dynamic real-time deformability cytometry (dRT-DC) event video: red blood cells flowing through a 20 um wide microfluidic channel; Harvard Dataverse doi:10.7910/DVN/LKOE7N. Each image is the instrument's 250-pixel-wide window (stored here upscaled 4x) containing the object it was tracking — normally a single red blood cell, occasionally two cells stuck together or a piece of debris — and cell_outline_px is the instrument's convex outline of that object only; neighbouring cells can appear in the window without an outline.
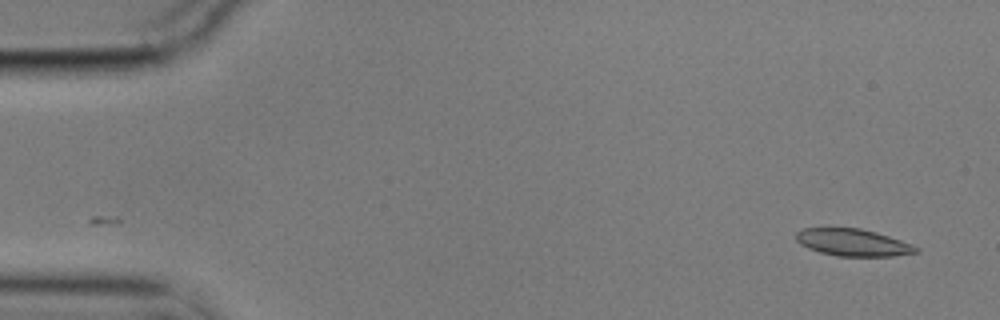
{"species": "common noctule bat (a hibernating species)", "species_latin": "Nyctalus noctula", "temperature_condition": "cold", "stored_images_in_passage": 54, "camera_frame_rate_fps": 3000, "um_per_image_px": 0.085, "animal": {"sex": "male", "body_mass_g": 17.9}, "frame": {"image": 1, "passage_image": 1, "time_ms": 0.0, "image_size_px": [1000, 320], "cell_outline_px": [[920, 252], [892, 256], [836, 256], [820, 252], [808, 248], [800, 244], [796, 240], [796, 232], [800, 228], [860, 228], [876, 232], [912, 244], [920, 248]], "centroid_in_image_um": [72.49, 20.61], "position_along_channel_um": 12.5, "area_um2": 19.02}}
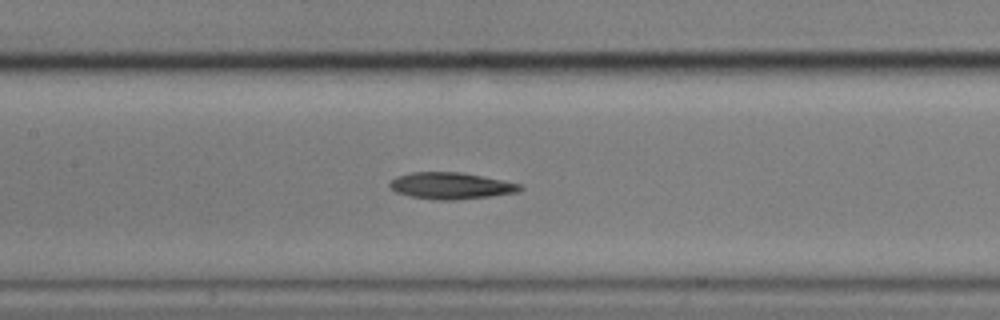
{"frame": {"image": 2, "passage_image": 24, "time_ms": 7.667, "image_size_px": [1000, 320], "cell_outline_px": [[524, 188], [520, 192], [456, 200], [436, 200], [408, 196], [396, 192], [388, 184], [396, 176], [408, 172], [460, 172], [520, 184]], "centroid_in_image_um": [38.29, 15.79], "position_along_channel_um": 169.1, "area_um2": 20.11}}
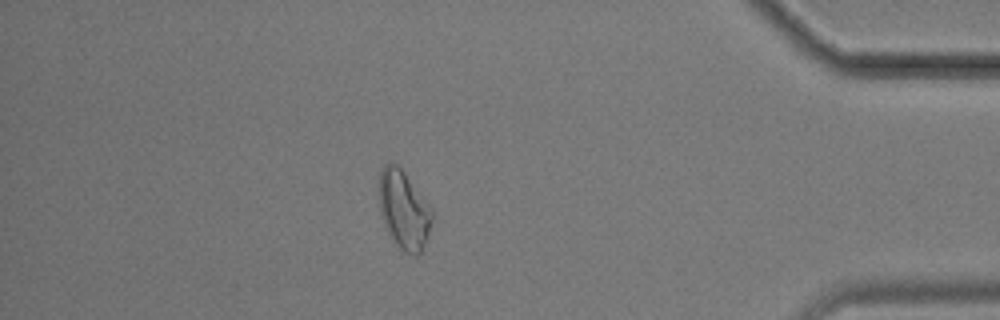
{"frame": {"image": 3, "passage_image": 47, "time_ms": 15.333, "image_size_px": [1000, 320], "cell_outline_px": [[432, 220], [428, 236], [420, 252], [416, 256], [404, 252], [392, 240], [384, 224], [380, 212], [380, 172], [384, 164], [396, 164], [404, 172], [432, 208]], "centroid_in_image_um": [34.33, 17.86], "position_along_channel_um": 400.9, "area_um2": 23.87}, "authors_computed_cell_mechanics": {"area_um2": 20.1722, "velocity_mm_per_s": 3.5392, "shape_relaxation_time_tau1_ms": 10.88, "shape_relaxation_time_tau2_ms": null, "deformation_change_tau1": 0.2315, "deformation_change_tau2": null}}